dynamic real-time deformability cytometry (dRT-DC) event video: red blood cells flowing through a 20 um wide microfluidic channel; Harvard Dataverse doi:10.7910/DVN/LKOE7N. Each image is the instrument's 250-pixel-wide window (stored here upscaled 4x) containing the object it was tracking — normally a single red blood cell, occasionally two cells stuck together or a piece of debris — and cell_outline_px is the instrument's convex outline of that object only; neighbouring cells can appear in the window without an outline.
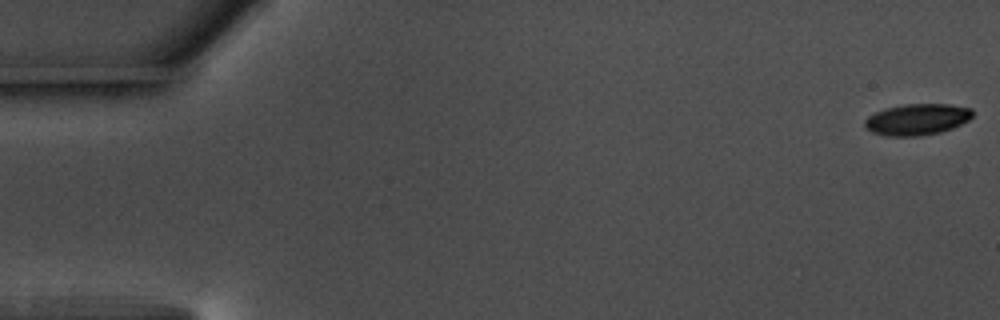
{"species": "common noctule bat (a hibernating species)", "species_latin": "Nyctalus noctula", "temperature_condition": "warm", "stored_images_in_passage": 56, "camera_frame_rate_fps": 3000, "um_per_image_px": 0.085, "animal": {"sex": "male", "body_mass_g": 17.5, "forearm_length_mm": 52.3}, "frame": {"image": 1, "passage_image": 1, "time_ms": 0.0, "image_size_px": [1000, 320], "cell_outline_px": [[972, 116], [968, 120], [952, 128], [940, 132], [920, 136], [888, 136], [872, 132], [864, 124], [864, 120], [868, 116], [884, 108], [904, 104], [948, 104], [972, 108]], "centroid_in_image_um": [77.94, 10.14], "position_along_channel_um": 7.1, "area_um2": 19.59}}
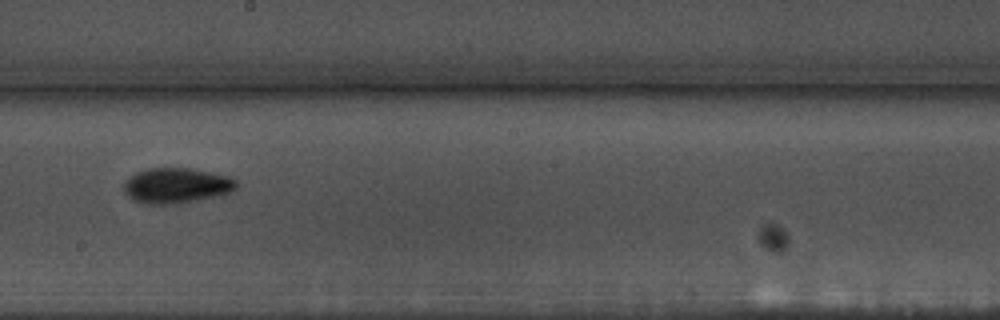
{"frame": {"image": 2, "passage_image": 32, "time_ms": 10.333, "image_size_px": [1000, 320], "cell_outline_px": [[236, 188], [232, 192], [216, 196], [176, 204], [148, 204], [132, 200], [124, 192], [124, 184], [136, 172], [148, 168], [188, 168], [228, 176], [236, 180]], "centroid_in_image_um": [14.99, 15.78], "position_along_channel_um": 233.2, "area_um2": 22.95}}
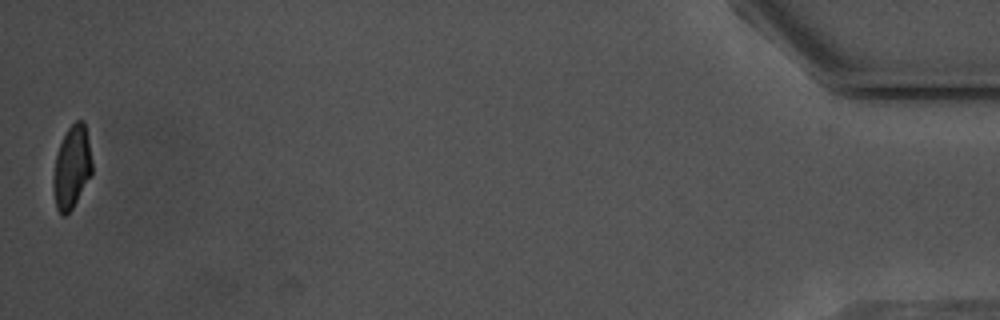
{"frame": {"image": 3, "passage_image": 56, "time_ms": 18.333, "image_size_px": [1000, 320], "cell_outline_px": [[92, 172], [72, 208], [64, 216], [56, 208], [52, 192], [52, 176], [56, 152], [68, 128], [76, 120], [84, 120], [92, 160]], "centroid_in_image_um": [6.07, 14.21], "position_along_channel_um": 429.1, "area_um2": 18.67}, "authors_computed_cell_mechanics": {"area_um2": 20.4612, "velocity_mm_per_s": 3.6448, "shape_relaxation_time_tau1_ms": 2.4518, "shape_relaxation_time_tau2_ms": 5.7744, "deformation_change_tau1": 0.1409, "deformation_change_tau2": 0.1235}}